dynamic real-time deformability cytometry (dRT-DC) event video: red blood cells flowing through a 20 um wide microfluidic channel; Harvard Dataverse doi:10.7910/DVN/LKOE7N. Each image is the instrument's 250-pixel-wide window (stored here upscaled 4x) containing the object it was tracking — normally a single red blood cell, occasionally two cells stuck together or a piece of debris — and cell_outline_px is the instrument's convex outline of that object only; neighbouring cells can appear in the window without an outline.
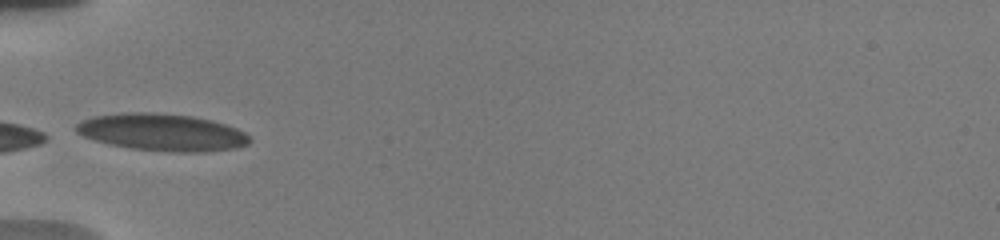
{"species": "human", "species_latin": "Homo sapiens", "temperature_condition": "warm", "stored_images_in_passage": 4, "camera_frame_rate_fps": 3000, "um_per_image_px": 0.085, "donor": {"sex": "male"}, "frame": {"image": 1, "passage_image": 1, "time_ms": 0.0, "image_size_px": [1000, 240], "cell_outline_px": [[252, 140], [248, 144], [236, 148], [208, 152], [172, 152], [132, 148], [112, 144], [96, 140], [84, 136], [76, 132], [76, 124], [80, 120], [92, 116], [124, 112], [152, 112], [192, 116], [224, 124], [236, 128], [244, 132]], "centroid_in_image_um": [13.78, 11.24], "position_along_channel_um": 71.2, "area_um2": 37.45}}